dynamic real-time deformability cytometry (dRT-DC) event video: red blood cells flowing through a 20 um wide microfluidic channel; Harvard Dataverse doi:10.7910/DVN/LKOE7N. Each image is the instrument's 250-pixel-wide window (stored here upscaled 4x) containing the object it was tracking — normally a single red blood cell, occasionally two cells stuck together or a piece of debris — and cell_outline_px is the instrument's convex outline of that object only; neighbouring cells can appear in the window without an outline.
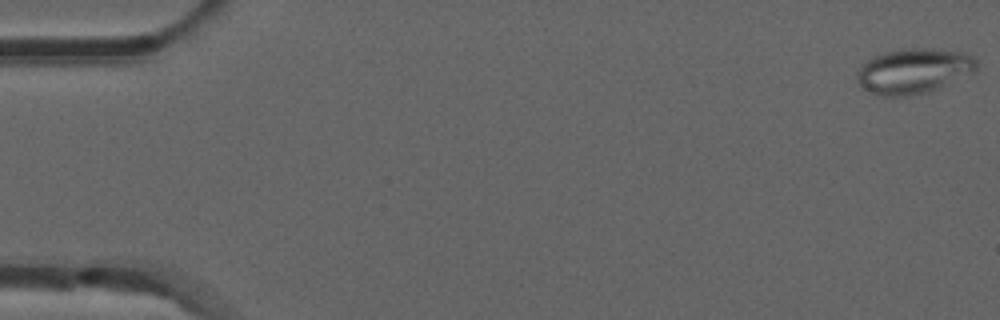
{"species": "common noctule bat (a hibernating species)", "species_latin": "Nyctalus noctula", "temperature_condition": "room temperature", "stored_images_in_passage": 53, "camera_frame_rate_fps": 3000, "um_per_image_px": 0.085, "animal": {"sex": "male", "forearm_length_mm": 52.5}, "frame": {"image": 1, "passage_image": 1, "time_ms": 0.0, "image_size_px": [1000, 320], "cell_outline_px": [[976, 68], [972, 72], [928, 92], [908, 96], [880, 96], [860, 88], [856, 72], [860, 64], [872, 56], [884, 52], [912, 48], [924, 48], [964, 52], [972, 56], [976, 60]], "centroid_in_image_um": [77.58, 6.03], "position_along_channel_um": 7.4, "area_um2": 31.33}}
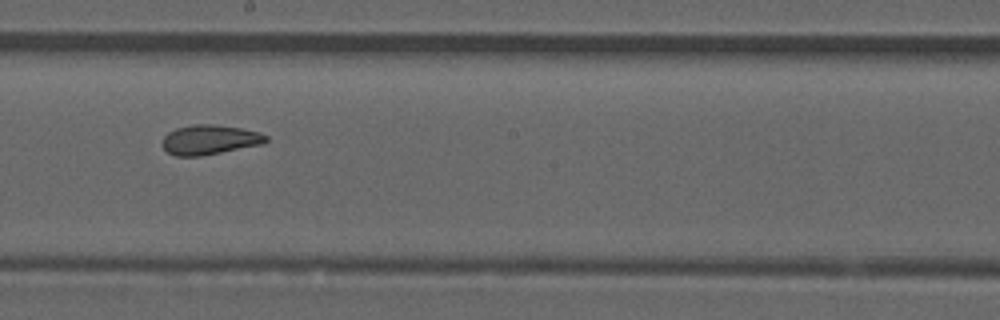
{"frame": {"image": 2, "passage_image": 30, "time_ms": 9.667, "image_size_px": [1000, 320], "cell_outline_px": [[268, 140], [264, 144], [200, 156], [176, 156], [168, 152], [160, 144], [164, 136], [168, 132], [176, 128], [192, 124], [212, 124], [240, 128], [260, 132], [268, 136]], "centroid_in_image_um": [17.81, 11.87], "position_along_channel_um": 230.4, "area_um2": 18.03}}
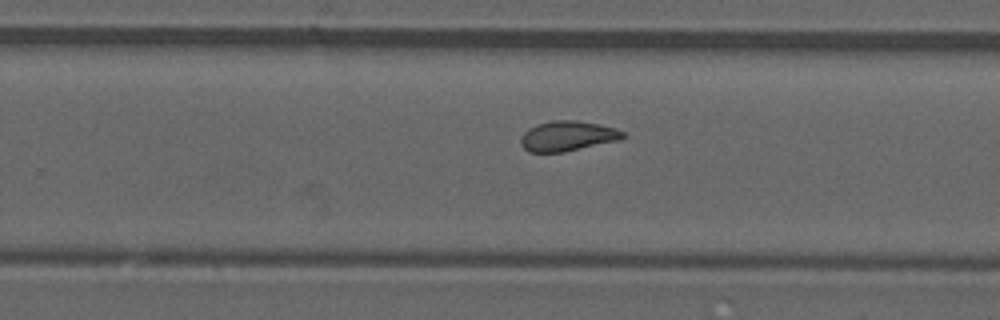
{"frame": {"image": 3, "passage_image": 34, "time_ms": 11.0, "image_size_px": [1000, 320], "cell_outline_px": [[624, 136], [620, 140], [564, 152], [528, 152], [520, 144], [520, 140], [524, 132], [528, 128], [536, 124], [552, 120], [576, 120], [600, 124], [616, 128], [624, 132]], "centroid_in_image_um": [48.23, 11.56], "position_along_channel_um": 281.6, "area_um2": 18.03}, "authors_computed_cell_mechanics": {"area_um2": 18.785, "velocity_mm_per_s": 3.8505, "shape_relaxation_time_tau1_ms": null, "shape_relaxation_time_tau2_ms": 1.9459, "deformation_change_tau1": null, "deformation_change_tau2": 0.0807}}